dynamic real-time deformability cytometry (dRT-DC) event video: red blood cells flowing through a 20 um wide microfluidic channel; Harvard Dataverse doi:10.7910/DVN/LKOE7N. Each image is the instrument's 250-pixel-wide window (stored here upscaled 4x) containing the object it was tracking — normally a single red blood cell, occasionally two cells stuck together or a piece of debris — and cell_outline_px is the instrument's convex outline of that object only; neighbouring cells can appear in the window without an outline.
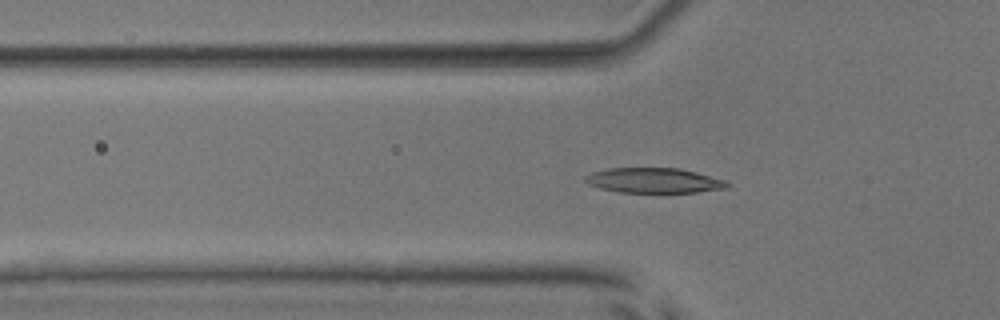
{"species": "common noctule bat (a hibernating species)", "species_latin": "Nyctalus noctula", "temperature_condition": "room temperature", "stored_images_in_passage": 43, "camera_frame_rate_fps": 3000, "um_per_image_px": 0.085, "animal": {"sex": "male", "body_mass_g": 17.9, "forearm_length_mm": 54.2}, "frame": {"image": 1, "passage_image": 8, "time_ms": 2.333, "image_size_px": [1000, 320], "cell_outline_px": [[732, 184], [728, 188], [696, 192], [616, 192], [600, 188], [588, 184], [584, 180], [584, 176], [592, 172], [608, 168], [680, 168], [696, 172], [724, 180]], "centroid_in_image_um": [55.57, 15.34], "position_along_channel_um": 70.2, "area_um2": 20.75}}
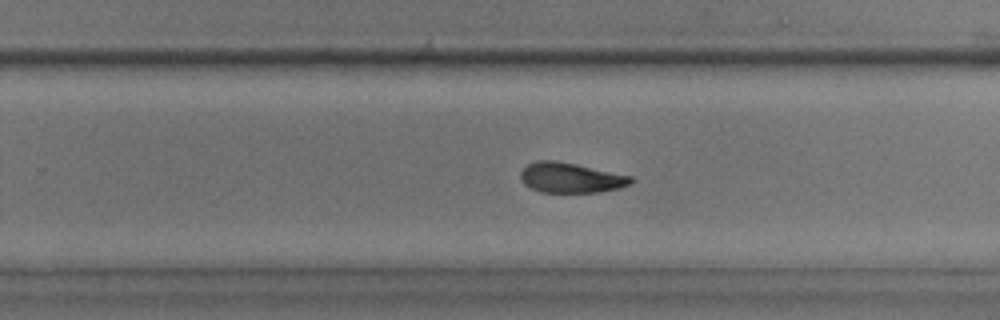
{"frame": {"image": 2, "passage_image": 24, "time_ms": 7.667, "image_size_px": [1000, 320], "cell_outline_px": [[632, 180], [628, 184], [620, 188], [600, 192], [540, 192], [524, 184], [520, 176], [520, 172], [528, 164], [536, 160], [552, 160], [576, 164], [632, 176]], "centroid_in_image_um": [48.49, 15.11], "position_along_channel_um": 281.3, "area_um2": 19.19}}
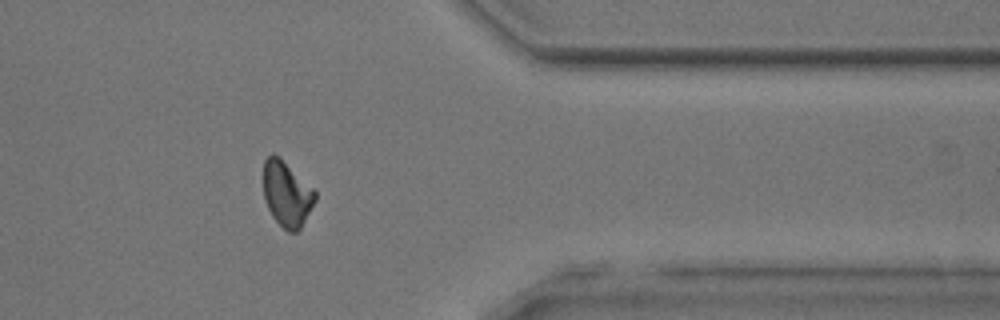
{"frame": {"image": 3, "passage_image": 33, "time_ms": 10.667, "image_size_px": [1000, 320], "cell_outline_px": [[316, 200], [300, 228], [296, 232], [288, 232], [272, 216], [264, 200], [264, 160], [272, 152], [280, 156], [316, 192]], "centroid_in_image_um": [24.36, 16.46], "position_along_channel_um": 387.0, "area_um2": 19.54}, "authors_computed_cell_mechanics": {"area_um2": 19.7676, "velocity_mm_per_s": 3.9808, "shape_relaxation_time_tau1_ms": 6.1015, "shape_relaxation_time_tau2_ms": 2.6872, "deformation_change_tau1": 0.169, "deformation_change_tau2": 0.0832}}